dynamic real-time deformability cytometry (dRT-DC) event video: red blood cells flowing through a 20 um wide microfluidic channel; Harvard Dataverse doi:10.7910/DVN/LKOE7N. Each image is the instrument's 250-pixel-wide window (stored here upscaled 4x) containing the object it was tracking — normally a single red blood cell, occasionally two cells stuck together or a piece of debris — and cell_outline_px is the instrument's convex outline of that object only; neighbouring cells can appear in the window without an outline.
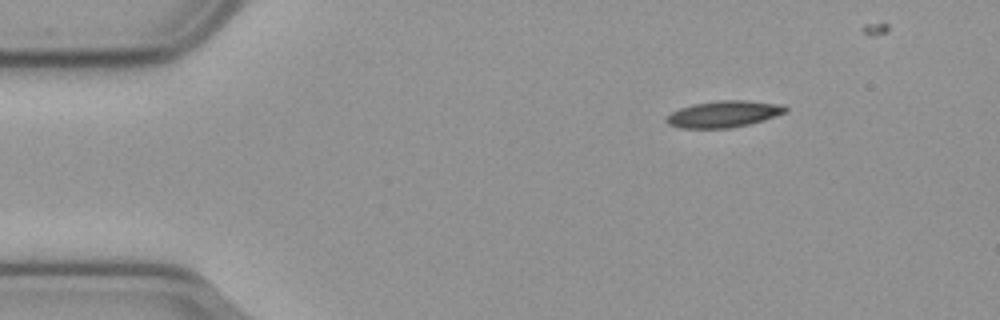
{"species": "common noctule bat (a hibernating species)", "species_latin": "Nyctalus noctula", "temperature_condition": "cold", "stored_images_in_passage": 39, "camera_frame_rate_fps": 3000, "um_per_image_px": 0.085, "animal": {"sex": "male", "body_mass_g": 23.1, "forearm_length_mm": 52.7}, "frame": {"image": 1, "passage_image": 1, "time_ms": 0.0, "image_size_px": [1000, 320], "cell_outline_px": [[788, 112], [764, 120], [732, 128], [680, 128], [668, 124], [664, 120], [672, 112], [680, 108], [692, 104], [716, 100], [744, 100], [784, 104], [788, 108]], "centroid_in_image_um": [61.55, 9.69], "position_along_channel_um": 23.5, "area_um2": 18.61}}
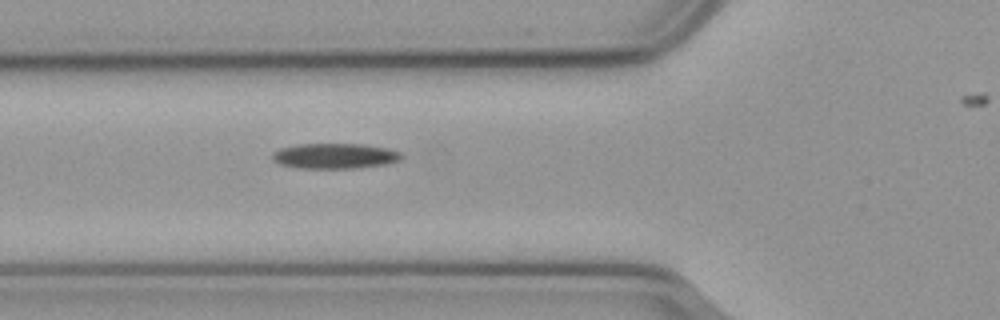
{"frame": {"image": 2, "passage_image": 13, "time_ms": 4.0, "image_size_px": [1000, 320], "cell_outline_px": [[404, 156], [400, 160], [388, 164], [356, 168], [296, 168], [280, 164], [272, 160], [272, 152], [280, 148], [296, 144], [364, 144], [388, 148], [400, 152]], "centroid_in_image_um": [28.46, 13.25], "position_along_channel_um": 97.3, "area_um2": 19.31}}
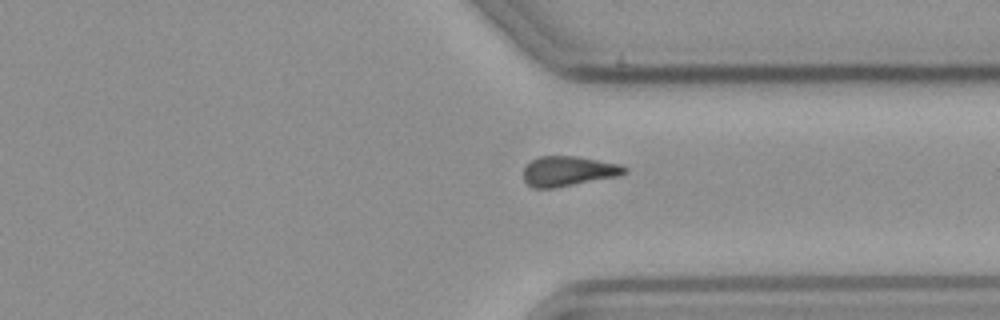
{"frame": {"image": 3, "passage_image": 35, "time_ms": 11.333, "image_size_px": [1000, 320], "cell_outline_px": [[628, 172], [620, 176], [552, 188], [532, 188], [524, 180], [524, 168], [532, 160], [540, 156], [576, 156], [620, 164], [628, 168]], "centroid_in_image_um": [48.34, 14.55], "position_along_channel_um": 363.1, "area_um2": 17.63}}